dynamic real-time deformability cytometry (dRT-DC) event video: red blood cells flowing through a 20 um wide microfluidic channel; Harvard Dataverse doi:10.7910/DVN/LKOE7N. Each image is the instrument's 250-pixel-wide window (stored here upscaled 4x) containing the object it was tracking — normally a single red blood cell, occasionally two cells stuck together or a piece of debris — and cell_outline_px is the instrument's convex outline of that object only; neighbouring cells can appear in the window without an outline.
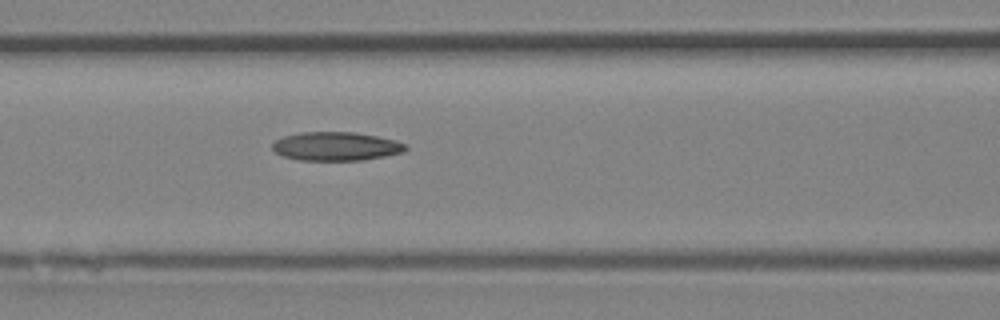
{"species": "Egyptian fruit bat (a non-hibernating species)", "species_latin": "Rousettus aegyptiacus", "temperature_condition": "room temperature", "stored_images_in_passage": 4, "camera_frame_rate_fps": 3000, "um_per_image_px": 0.085, "animal": {"sex": "female"}, "frame": {"image": 1, "passage_image": 4, "time_ms": 1.0, "image_size_px": [1000, 320], "cell_outline_px": [[408, 148], [404, 152], [364, 160], [300, 160], [284, 156], [276, 152], [272, 148], [272, 144], [276, 140], [284, 136], [300, 132], [356, 132], [396, 140], [408, 144]], "centroid_in_image_um": [28.6, 12.43], "position_along_channel_um": 138.0, "area_um2": 22.31}}